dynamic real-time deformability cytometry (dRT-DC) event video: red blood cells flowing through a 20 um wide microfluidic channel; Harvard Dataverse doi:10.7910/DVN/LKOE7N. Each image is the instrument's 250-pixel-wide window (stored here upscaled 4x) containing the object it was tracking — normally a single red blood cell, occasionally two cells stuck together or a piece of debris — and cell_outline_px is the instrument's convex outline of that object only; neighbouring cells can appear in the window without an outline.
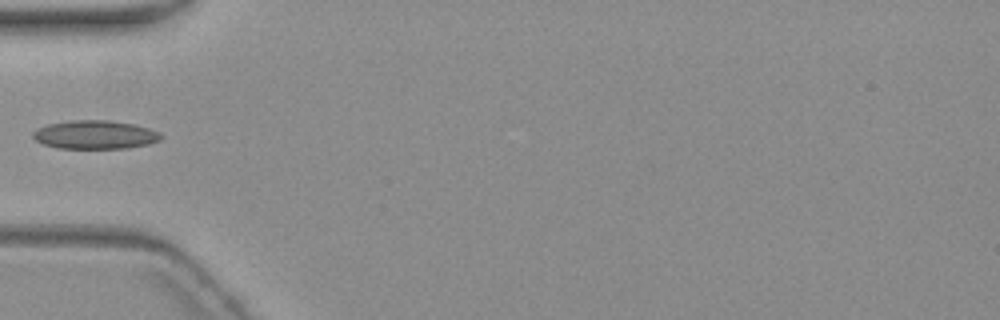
{"species": "common noctule bat (a hibernating species)", "species_latin": "Nyctalus noctula", "temperature_condition": "warm", "stored_images_in_passage": 3, "camera_frame_rate_fps": 3000, "um_per_image_px": 0.085, "animal": {"sex": "female", "body_mass_g": 19.3, "forearm_length_mm": 54.1}, "frame": {"image": 1, "passage_image": 2, "time_ms": 1.333, "image_size_px": [1000, 320], "cell_outline_px": [[164, 136], [160, 140], [148, 144], [128, 148], [56, 148], [44, 144], [36, 140], [32, 136], [32, 132], [36, 128], [48, 124], [72, 120], [108, 120], [132, 124], [148, 128], [160, 132]], "centroid_in_image_um": [8.07, 11.45], "position_along_channel_um": 76.9, "area_um2": 21.33}}
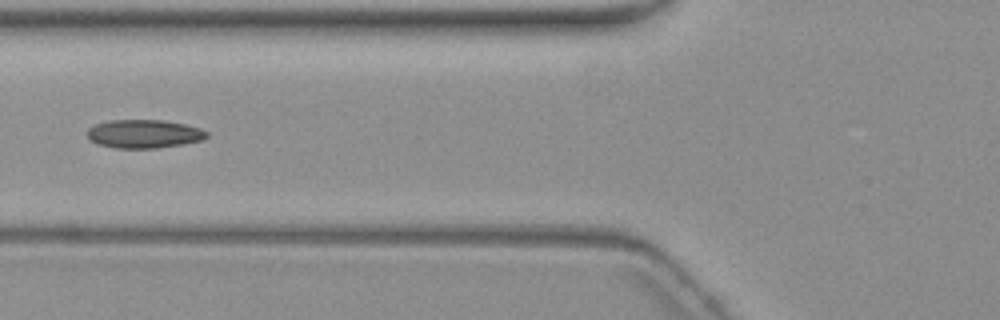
{"frame": {"image": 2, "passage_image": 3, "time_ms": 2.333, "image_size_px": [1000, 320], "cell_outline_px": [[208, 136], [200, 140], [184, 144], [156, 148], [112, 148], [96, 144], [88, 140], [88, 128], [96, 124], [108, 120], [164, 120], [184, 124], [200, 128], [208, 132]], "centroid_in_image_um": [12.2, 11.38], "position_along_channel_um": 113.6, "area_um2": 19.94}}